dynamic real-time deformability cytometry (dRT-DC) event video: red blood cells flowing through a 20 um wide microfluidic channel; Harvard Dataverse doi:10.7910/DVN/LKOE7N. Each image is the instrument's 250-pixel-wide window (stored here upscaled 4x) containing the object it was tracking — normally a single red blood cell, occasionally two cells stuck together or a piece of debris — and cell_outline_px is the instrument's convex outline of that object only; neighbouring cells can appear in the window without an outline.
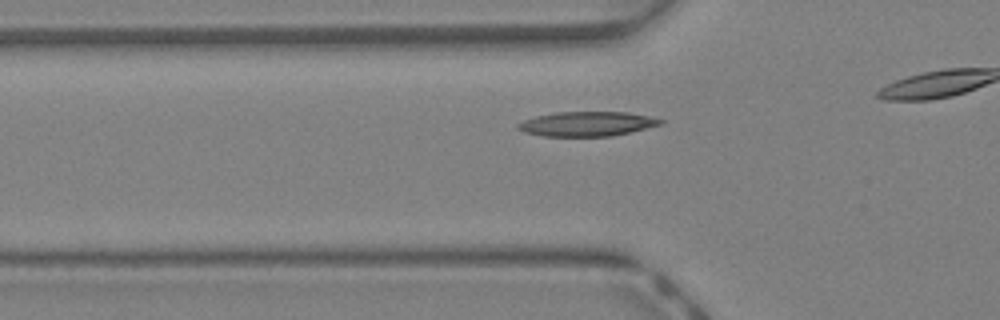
{"species": "Egyptian fruit bat (a non-hibernating species)", "species_latin": "Rousettus aegyptiacus", "temperature_condition": "warm", "stored_images_in_passage": 12, "camera_frame_rate_fps": 3000, "um_per_image_px": 0.085, "animal": {"sex": "female"}, "frame": {"image": 1, "passage_image": 7, "time_ms": 2.0, "image_size_px": [1000, 320], "cell_outline_px": [[664, 124], [612, 136], [544, 136], [524, 132], [516, 128], [516, 124], [524, 120], [536, 116], [556, 112], [628, 112], [648, 116], [664, 120]], "centroid_in_image_um": [49.89, 10.53], "position_along_channel_um": 75.9, "area_um2": 20.4}}
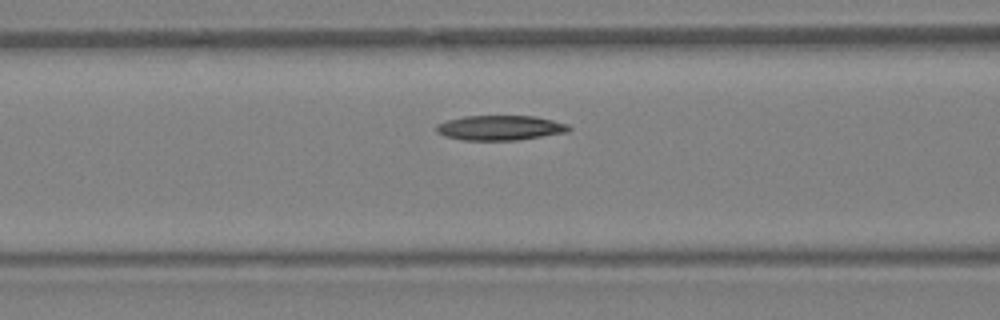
{"frame": {"image": 2, "passage_image": 10, "time_ms": 3.0, "image_size_px": [1000, 320], "cell_outline_px": [[572, 128], [568, 132], [516, 140], [464, 140], [444, 136], [436, 132], [436, 124], [448, 120], [464, 116], [536, 116], [568, 124]], "centroid_in_image_um": [42.51, 10.86], "position_along_channel_um": 124.1, "area_um2": 19.19}}